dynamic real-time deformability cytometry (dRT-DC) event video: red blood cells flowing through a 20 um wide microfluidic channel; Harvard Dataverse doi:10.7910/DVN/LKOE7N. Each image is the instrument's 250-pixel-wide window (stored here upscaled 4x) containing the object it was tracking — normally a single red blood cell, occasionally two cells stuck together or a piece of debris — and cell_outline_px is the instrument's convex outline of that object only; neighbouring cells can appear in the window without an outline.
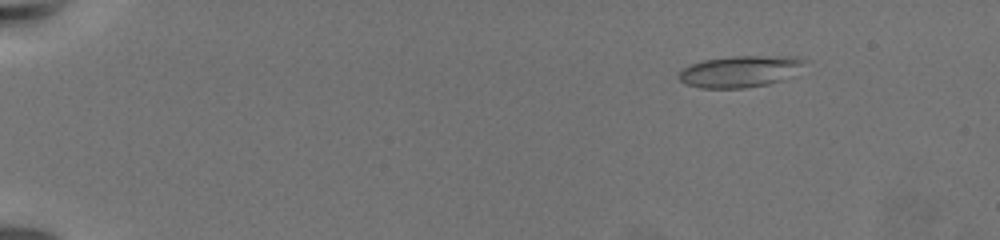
{"species": "common noctule bat (a hibernating species)", "species_latin": "Nyctalus noctula", "temperature_condition": "warm", "stored_images_in_passage": 10, "camera_frame_rate_fps": 3000, "um_per_image_px": 0.085, "animal": {"sex": "female", "body_mass_g": 19.5, "forearm_length_mm": 54.1}, "frame": {"image": 1, "passage_image": 3, "time_ms": 1.667, "image_size_px": [1000, 240], "cell_outline_px": [[808, 60], [804, 64], [784, 80], [768, 84], [744, 88], [700, 88], [684, 84], [676, 76], [684, 68], [692, 64], [704, 60], [732, 56], [796, 56]], "centroid_in_image_um": [62.89, 6.07], "position_along_channel_um": 22.1, "area_um2": 23.12}}
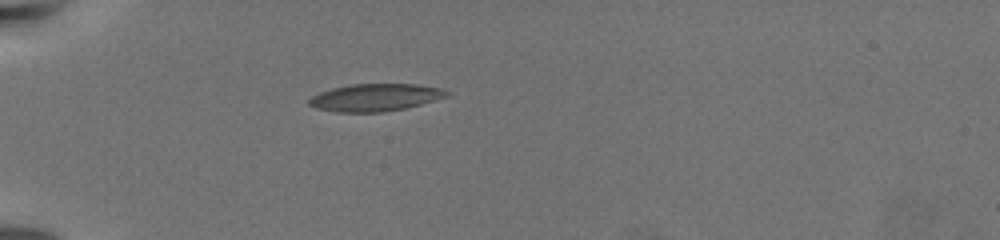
{"frame": {"image": 2, "passage_image": 8, "time_ms": 6.0, "image_size_px": [1000, 240], "cell_outline_px": [[448, 96], [420, 104], [404, 108], [380, 112], [336, 112], [316, 108], [308, 104], [308, 100], [312, 96], [320, 92], [332, 88], [352, 84], [416, 84], [440, 88], [448, 92]], "centroid_in_image_um": [31.85, 8.28], "position_along_channel_um": 53.1, "area_um2": 21.73}}
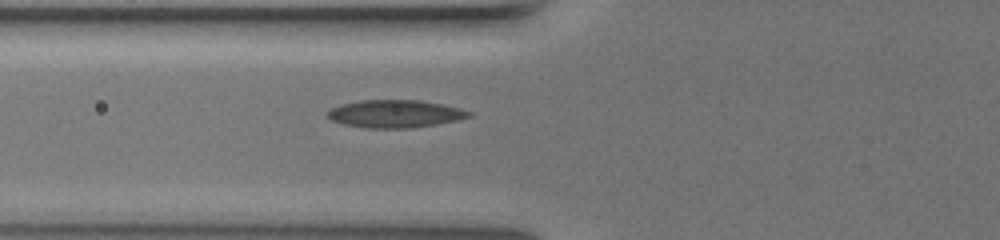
{"frame": {"image": 3, "passage_image": 10, "time_ms": 8.0, "image_size_px": [1000, 240], "cell_outline_px": [[472, 116], [456, 120], [436, 124], [412, 128], [364, 128], [344, 124], [332, 120], [324, 116], [332, 108], [340, 104], [364, 100], [420, 100], [460, 108], [472, 112]], "centroid_in_image_um": [33.56, 9.67], "position_along_channel_um": 92.2, "area_um2": 22.77}}